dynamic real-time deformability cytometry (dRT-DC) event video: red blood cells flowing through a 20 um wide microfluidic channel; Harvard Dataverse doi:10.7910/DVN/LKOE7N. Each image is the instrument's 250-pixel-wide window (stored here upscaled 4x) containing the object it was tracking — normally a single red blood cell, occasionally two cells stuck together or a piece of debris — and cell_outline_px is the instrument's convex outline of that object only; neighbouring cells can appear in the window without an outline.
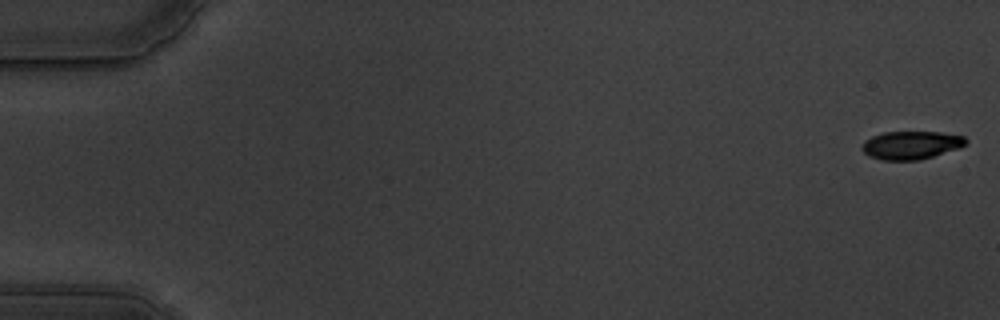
{"species": "common noctule bat (a hibernating species)", "species_latin": "Nyctalus noctula", "temperature_condition": "warm", "stored_images_in_passage": 58, "camera_frame_rate_fps": 3000, "um_per_image_px": 0.085, "animal": {"sex": "male", "body_mass_g": 19.5, "forearm_length_mm": 54.6}, "frame": {"image": 1, "passage_image": 1, "time_ms": 0.0, "image_size_px": [1000, 320], "cell_outline_px": [[968, 144], [920, 160], [884, 160], [868, 156], [860, 148], [864, 140], [872, 136], [884, 132], [940, 132], [964, 136], [968, 140]], "centroid_in_image_um": [77.41, 12.33], "position_along_channel_um": 7.6, "area_um2": 16.99}}
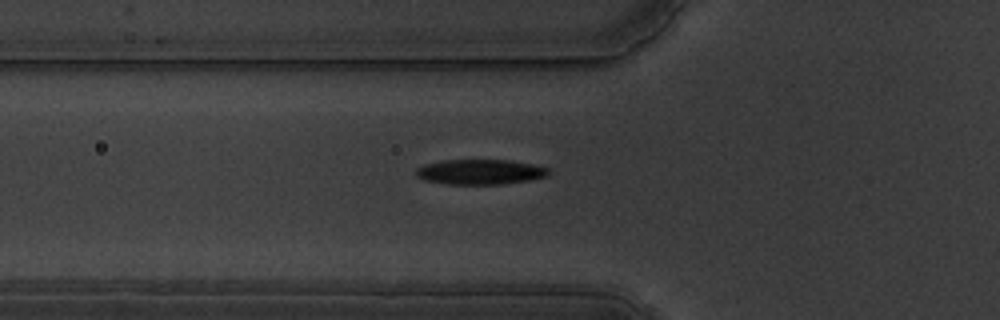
{"frame": {"image": 2, "passage_image": 21, "time_ms": 6.667, "image_size_px": [1000, 320], "cell_outline_px": [[548, 176], [528, 180], [500, 184], [448, 184], [424, 180], [416, 176], [416, 168], [424, 164], [444, 160], [512, 160], [536, 164], [548, 168]], "centroid_in_image_um": [40.81, 14.6], "position_along_channel_um": 85.0, "area_um2": 19.42}}
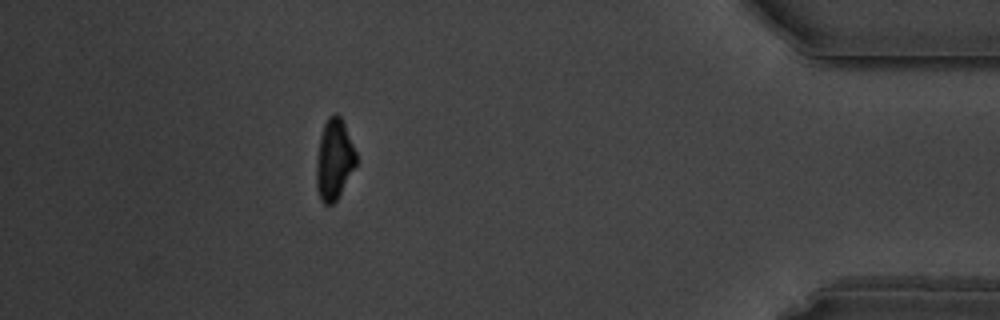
{"frame": {"image": 3, "passage_image": 52, "time_ms": 17.0, "image_size_px": [1000, 320], "cell_outline_px": [[356, 164], [336, 200], [332, 204], [324, 204], [320, 200], [316, 188], [316, 160], [320, 136], [324, 124], [328, 116], [336, 112], [344, 120], [356, 152]], "centroid_in_image_um": [28.39, 13.52], "position_along_channel_um": 406.8, "area_um2": 18.79}, "authors_computed_cell_mechanics": {"area_um2": 19.0451, "velocity_mm_per_s": 3.5413, "shape_relaxation_time_tau1_ms": 3.3025, "shape_relaxation_time_tau2_ms": 2.6553, "deformation_change_tau1": 0.1652, "deformation_change_tau2": 0.0863}}